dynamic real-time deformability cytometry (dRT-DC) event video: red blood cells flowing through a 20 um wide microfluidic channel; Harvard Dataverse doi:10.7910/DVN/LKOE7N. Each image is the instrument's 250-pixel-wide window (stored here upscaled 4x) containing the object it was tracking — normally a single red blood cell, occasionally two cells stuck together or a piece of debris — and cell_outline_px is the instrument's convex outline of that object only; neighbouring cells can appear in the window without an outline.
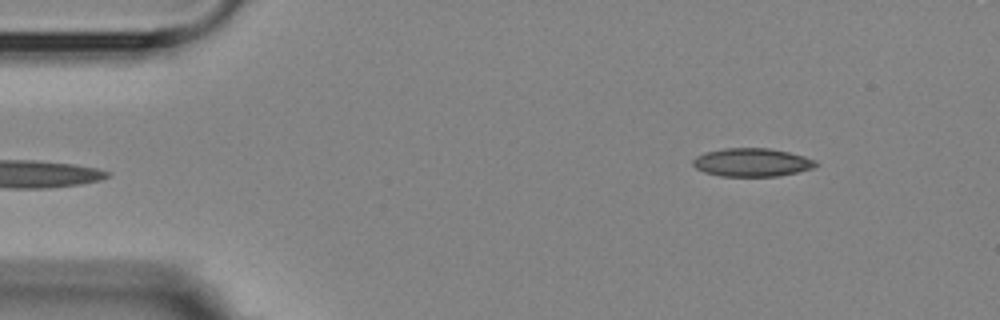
{"species": "Egyptian fruit bat (a non-hibernating species)", "species_latin": "Rousettus aegyptiacus", "temperature_condition": "room temperature", "stored_images_in_passage": 5, "segment_of_instrument_passage": [2, 2], "camera_frame_rate_fps": 3000, "um_per_image_px": 0.085, "animal": {"sex": "female"}, "frame": {"image": 1, "passage_image": 5, "time_ms": 5.333, "image_size_px": [1000, 320], "cell_outline_px": [[820, 164], [812, 168], [780, 176], [720, 176], [704, 172], [696, 168], [692, 164], [692, 160], [696, 156], [704, 152], [724, 148], [768, 148], [788, 152], [804, 156], [816, 160]], "centroid_in_image_um": [63.9, 13.8], "position_along_channel_um": 21.1, "area_um2": 20.35}}